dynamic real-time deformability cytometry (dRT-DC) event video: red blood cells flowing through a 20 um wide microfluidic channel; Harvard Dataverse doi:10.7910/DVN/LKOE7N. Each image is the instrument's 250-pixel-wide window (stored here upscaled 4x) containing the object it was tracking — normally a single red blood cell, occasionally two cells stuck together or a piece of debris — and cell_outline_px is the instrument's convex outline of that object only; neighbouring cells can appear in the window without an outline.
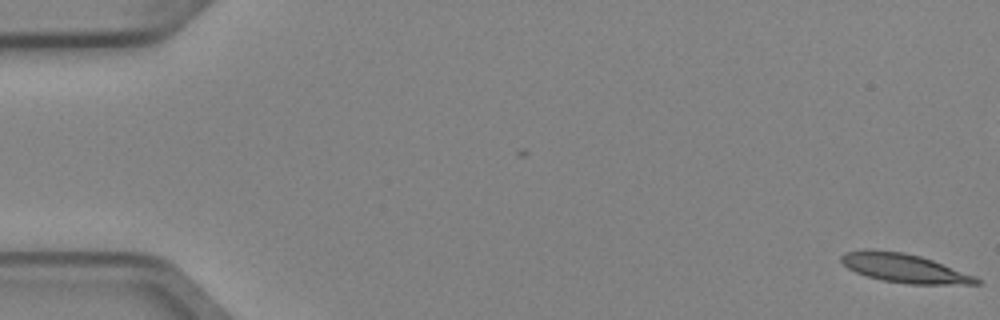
{"species": "Egyptian fruit bat (a non-hibernating species)", "species_latin": "Rousettus aegyptiacus", "temperature_condition": "cold", "stored_images_in_passage": 6, "camera_frame_rate_fps": 3000, "um_per_image_px": 0.085, "animal": {"sex": "female"}, "frame": {"image": 1, "passage_image": 1, "time_ms": 0.0, "image_size_px": [1000, 320], "cell_outline_px": [[980, 284], [908, 284], [880, 280], [856, 272], [848, 268], [840, 260], [840, 256], [844, 252], [864, 248], [904, 252], [920, 256], [932, 260], [976, 276], [980, 280]], "centroid_in_image_um": [76.83, 22.78], "position_along_channel_um": 8.2, "area_um2": 22.83}}
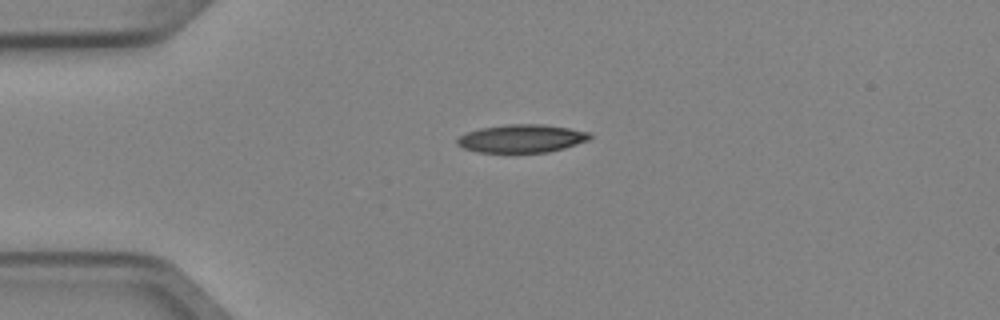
{"frame": {"image": 2, "passage_image": 6, "time_ms": 1.667, "image_size_px": [1000, 320], "cell_outline_px": [[592, 136], [588, 140], [564, 148], [548, 152], [480, 152], [464, 148], [456, 144], [456, 140], [460, 136], [468, 132], [480, 128], [508, 124], [540, 124], [568, 128], [592, 132]], "centroid_in_image_um": [44.36, 11.77], "position_along_channel_um": 40.6, "area_um2": 21.56}}